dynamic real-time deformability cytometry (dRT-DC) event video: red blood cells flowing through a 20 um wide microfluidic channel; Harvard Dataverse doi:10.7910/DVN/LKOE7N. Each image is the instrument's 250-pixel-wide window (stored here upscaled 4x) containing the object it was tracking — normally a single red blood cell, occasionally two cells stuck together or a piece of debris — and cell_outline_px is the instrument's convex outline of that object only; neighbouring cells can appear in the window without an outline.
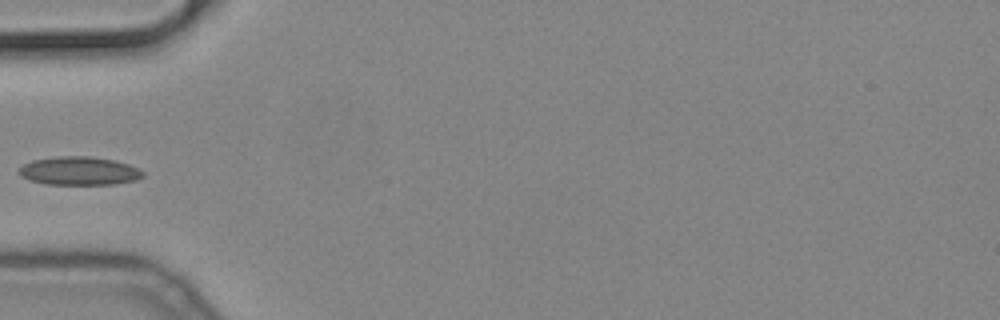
{"species": "common noctule bat (a hibernating species)", "species_latin": "Nyctalus noctula", "temperature_condition": "cold", "stored_images_in_passage": 19, "camera_frame_rate_fps": 3000, "um_per_image_px": 0.085, "animal": {"sex": "male", "body_mass_g": 19.2, "forearm_length_mm": 51.8}, "frame": {"image": 1, "passage_image": 1, "time_ms": 0.0, "image_size_px": [1000, 320], "cell_outline_px": [[144, 176], [136, 180], [116, 184], [48, 184], [28, 180], [20, 176], [20, 168], [24, 164], [32, 160], [56, 156], [92, 156], [112, 160], [128, 164], [144, 172]], "centroid_in_image_um": [6.72, 14.52], "position_along_channel_um": 78.3, "area_um2": 20.46}}
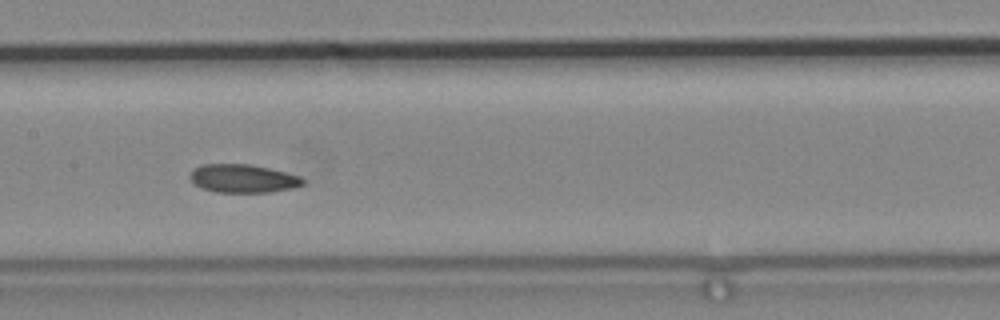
{"frame": {"image": 2, "passage_image": 10, "time_ms": 3.0, "image_size_px": [1000, 320], "cell_outline_px": [[304, 184], [292, 188], [272, 192], [216, 192], [200, 188], [188, 176], [192, 168], [200, 164], [248, 164], [268, 168], [300, 176], [304, 180]], "centroid_in_image_um": [20.61, 15.17], "position_along_channel_um": 186.8, "area_um2": 18.67}}
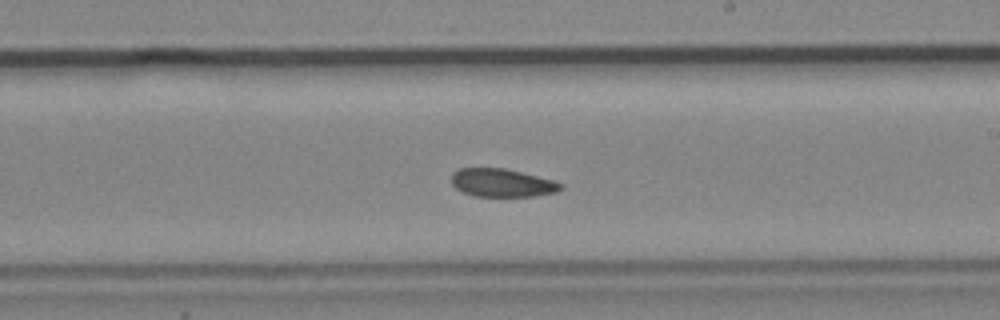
{"frame": {"image": 3, "passage_image": 15, "time_ms": 4.667, "image_size_px": [1000, 320], "cell_outline_px": [[564, 188], [556, 192], [536, 196], [472, 196], [456, 188], [452, 184], [452, 172], [460, 168], [504, 168], [556, 180]], "centroid_in_image_um": [42.69, 15.54], "position_along_channel_um": 246.3, "area_um2": 17.98}}